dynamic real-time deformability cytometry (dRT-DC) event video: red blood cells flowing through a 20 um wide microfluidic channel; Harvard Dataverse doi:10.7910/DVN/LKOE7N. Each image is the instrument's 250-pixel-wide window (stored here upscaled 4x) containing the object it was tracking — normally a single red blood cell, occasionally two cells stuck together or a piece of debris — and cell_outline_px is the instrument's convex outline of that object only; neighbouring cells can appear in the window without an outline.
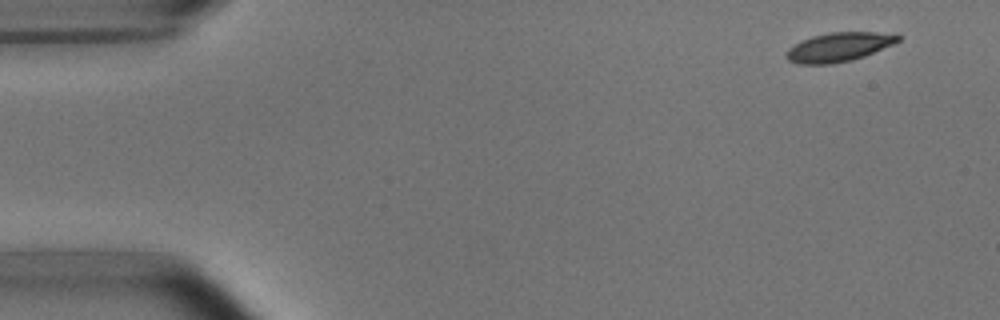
{"species": "common noctule bat (a hibernating species)", "species_latin": "Nyctalus noctula", "temperature_condition": "room temperature", "stored_images_in_passage": 6, "camera_frame_rate_fps": 3000, "um_per_image_px": 0.085, "animal": {"sex": "male", "body_mass_g": 15.6}, "frame": {"image": 1, "passage_image": 1, "time_ms": 0.0, "image_size_px": [1000, 320], "cell_outline_px": [[900, 40], [892, 44], [864, 56], [852, 60], [832, 64], [796, 64], [788, 60], [788, 48], [812, 36], [828, 32], [896, 32], [900, 36]], "centroid_in_image_um": [71.35, 3.99], "position_along_channel_um": 13.7, "area_um2": 18.84}}
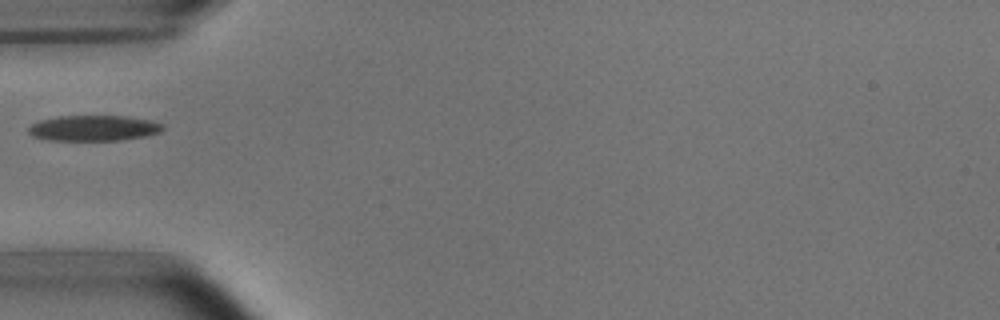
{"frame": {"image": 2, "passage_image": 5, "time_ms": 4.667, "image_size_px": [1000, 320], "cell_outline_px": [[164, 128], [160, 132], [144, 136], [120, 140], [48, 140], [32, 136], [28, 132], [28, 128], [32, 124], [40, 120], [60, 116], [124, 116], [152, 120], [164, 124]], "centroid_in_image_um": [7.97, 10.89], "position_along_channel_um": 77.0, "area_um2": 20.0}}